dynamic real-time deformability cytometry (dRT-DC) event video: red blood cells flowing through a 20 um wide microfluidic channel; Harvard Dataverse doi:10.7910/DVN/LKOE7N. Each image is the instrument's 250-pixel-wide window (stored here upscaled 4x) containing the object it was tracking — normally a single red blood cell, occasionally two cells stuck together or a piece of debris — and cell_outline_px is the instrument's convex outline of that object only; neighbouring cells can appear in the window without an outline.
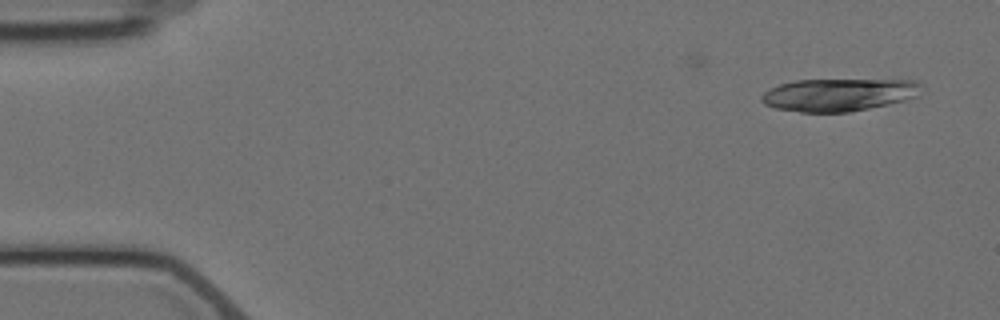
{"species": "Egyptian fruit bat (a non-hibernating species)", "species_latin": "Rousettus aegyptiacus", "temperature_condition": "cold", "stored_images_in_passage": 2, "camera_frame_rate_fps": 3000, "um_per_image_px": 0.085, "animal": {"sex": "female"}, "frame": {"image": 1, "passage_image": 2, "time_ms": 1.333, "image_size_px": [1000, 320], "cell_outline_px": [[924, 92], [920, 96], [888, 104], [848, 112], [800, 112], [776, 108], [764, 104], [760, 100], [760, 96], [764, 92], [780, 84], [796, 80], [920, 80], [924, 88]], "centroid_in_image_um": [71.37, 8.04], "position_along_channel_um": 13.6, "area_um2": 30.63}}